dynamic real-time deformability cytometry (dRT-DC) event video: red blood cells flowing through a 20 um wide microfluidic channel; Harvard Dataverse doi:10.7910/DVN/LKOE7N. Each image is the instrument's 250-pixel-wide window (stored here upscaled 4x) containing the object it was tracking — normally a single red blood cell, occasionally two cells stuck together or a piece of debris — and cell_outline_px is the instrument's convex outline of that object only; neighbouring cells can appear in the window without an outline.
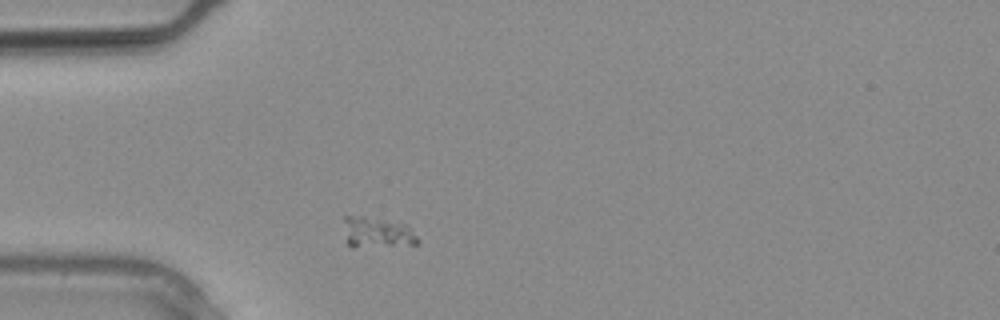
{"species": "common noctule bat (a hibernating species)", "species_latin": "Nyctalus noctula", "temperature_condition": "warm", "stored_images_in_passage": 7, "camera_frame_rate_fps": 3000, "um_per_image_px": 0.085, "animal": {"sex": "male", "body_mass_g": 20.4}, "frame": {"image": 1, "passage_image": 1, "time_ms": 0.0, "image_size_px": [1000, 320], "cell_outline_px": [[420, 244], [352, 248], [348, 244], [344, 220], [344, 216], [360, 216], [384, 220], [404, 224], [420, 240]], "centroid_in_image_um": [32.05, 19.8], "position_along_channel_um": 52.9, "area_um2": 13.01}}
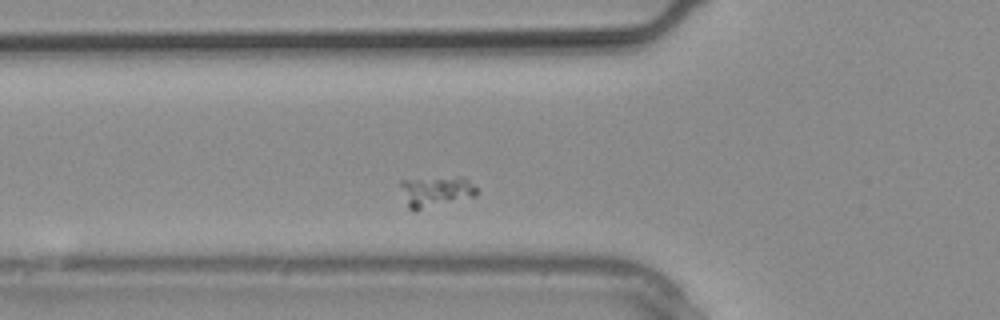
{"frame": {"image": 2, "passage_image": 3, "time_ms": 0.667, "image_size_px": [1000, 320], "cell_outline_px": [[480, 192], [476, 196], [420, 208], [408, 208], [400, 184], [400, 180], [456, 176], [464, 176]], "centroid_in_image_um": [37.1, 16.21], "position_along_channel_um": 88.7, "area_um2": 13.24}}